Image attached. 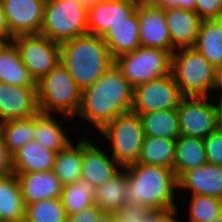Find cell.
Instances as JSON below:
<instances>
[{"mask_svg":"<svg viewBox=\"0 0 222 222\" xmlns=\"http://www.w3.org/2000/svg\"><path fill=\"white\" fill-rule=\"evenodd\" d=\"M133 87L113 64L93 85L81 90L82 118L100 131L120 114L131 111Z\"/></svg>","mask_w":222,"mask_h":222,"instance_id":"1","label":"cell"},{"mask_svg":"<svg viewBox=\"0 0 222 222\" xmlns=\"http://www.w3.org/2000/svg\"><path fill=\"white\" fill-rule=\"evenodd\" d=\"M127 173L126 203L150 209L178 211V189L174 170L162 166L135 163L124 168Z\"/></svg>","mask_w":222,"mask_h":222,"instance_id":"2","label":"cell"},{"mask_svg":"<svg viewBox=\"0 0 222 222\" xmlns=\"http://www.w3.org/2000/svg\"><path fill=\"white\" fill-rule=\"evenodd\" d=\"M61 64L80 90L93 85L113 64L107 44L94 34L77 36L60 43Z\"/></svg>","mask_w":222,"mask_h":222,"instance_id":"3","label":"cell"},{"mask_svg":"<svg viewBox=\"0 0 222 222\" xmlns=\"http://www.w3.org/2000/svg\"><path fill=\"white\" fill-rule=\"evenodd\" d=\"M171 74L183 96L213 95L216 68L195 48H181L172 53Z\"/></svg>","mask_w":222,"mask_h":222,"instance_id":"4","label":"cell"},{"mask_svg":"<svg viewBox=\"0 0 222 222\" xmlns=\"http://www.w3.org/2000/svg\"><path fill=\"white\" fill-rule=\"evenodd\" d=\"M40 113H59L74 118L81 104V90L66 68L59 63L37 82ZM54 112V113H53Z\"/></svg>","mask_w":222,"mask_h":222,"instance_id":"5","label":"cell"},{"mask_svg":"<svg viewBox=\"0 0 222 222\" xmlns=\"http://www.w3.org/2000/svg\"><path fill=\"white\" fill-rule=\"evenodd\" d=\"M98 133L107 138V151L122 168L138 162L145 138L139 114L132 111L120 114Z\"/></svg>","mask_w":222,"mask_h":222,"instance_id":"6","label":"cell"},{"mask_svg":"<svg viewBox=\"0 0 222 222\" xmlns=\"http://www.w3.org/2000/svg\"><path fill=\"white\" fill-rule=\"evenodd\" d=\"M88 9L79 0H46L40 34L61 43L88 33Z\"/></svg>","mask_w":222,"mask_h":222,"instance_id":"7","label":"cell"},{"mask_svg":"<svg viewBox=\"0 0 222 222\" xmlns=\"http://www.w3.org/2000/svg\"><path fill=\"white\" fill-rule=\"evenodd\" d=\"M169 51L140 46L114 58V64L133 88L171 73Z\"/></svg>","mask_w":222,"mask_h":222,"instance_id":"8","label":"cell"},{"mask_svg":"<svg viewBox=\"0 0 222 222\" xmlns=\"http://www.w3.org/2000/svg\"><path fill=\"white\" fill-rule=\"evenodd\" d=\"M12 41L19 51L23 64L36 82L61 62L60 43L40 33L16 36Z\"/></svg>","mask_w":222,"mask_h":222,"instance_id":"9","label":"cell"},{"mask_svg":"<svg viewBox=\"0 0 222 222\" xmlns=\"http://www.w3.org/2000/svg\"><path fill=\"white\" fill-rule=\"evenodd\" d=\"M183 97L170 73L133 88L131 111L143 114L176 109Z\"/></svg>","mask_w":222,"mask_h":222,"instance_id":"10","label":"cell"},{"mask_svg":"<svg viewBox=\"0 0 222 222\" xmlns=\"http://www.w3.org/2000/svg\"><path fill=\"white\" fill-rule=\"evenodd\" d=\"M184 96L177 109L180 135L204 139L216 131L215 97ZM211 100V101H210Z\"/></svg>","mask_w":222,"mask_h":222,"instance_id":"11","label":"cell"},{"mask_svg":"<svg viewBox=\"0 0 222 222\" xmlns=\"http://www.w3.org/2000/svg\"><path fill=\"white\" fill-rule=\"evenodd\" d=\"M136 10L140 45L166 50L172 54L175 50L172 47L164 9L153 2H139Z\"/></svg>","mask_w":222,"mask_h":222,"instance_id":"12","label":"cell"},{"mask_svg":"<svg viewBox=\"0 0 222 222\" xmlns=\"http://www.w3.org/2000/svg\"><path fill=\"white\" fill-rule=\"evenodd\" d=\"M12 38L39 34L46 0H1Z\"/></svg>","mask_w":222,"mask_h":222,"instance_id":"13","label":"cell"},{"mask_svg":"<svg viewBox=\"0 0 222 222\" xmlns=\"http://www.w3.org/2000/svg\"><path fill=\"white\" fill-rule=\"evenodd\" d=\"M38 113L37 87L0 82V122L33 117Z\"/></svg>","mask_w":222,"mask_h":222,"instance_id":"14","label":"cell"},{"mask_svg":"<svg viewBox=\"0 0 222 222\" xmlns=\"http://www.w3.org/2000/svg\"><path fill=\"white\" fill-rule=\"evenodd\" d=\"M139 0H106L88 8V33L102 37L110 26L125 21L135 11Z\"/></svg>","mask_w":222,"mask_h":222,"instance_id":"15","label":"cell"},{"mask_svg":"<svg viewBox=\"0 0 222 222\" xmlns=\"http://www.w3.org/2000/svg\"><path fill=\"white\" fill-rule=\"evenodd\" d=\"M94 143L83 137L81 177L98 187L123 168L110 156V153L106 152L105 147L100 148Z\"/></svg>","mask_w":222,"mask_h":222,"instance_id":"16","label":"cell"},{"mask_svg":"<svg viewBox=\"0 0 222 222\" xmlns=\"http://www.w3.org/2000/svg\"><path fill=\"white\" fill-rule=\"evenodd\" d=\"M178 190L190 195H206L222 199V166L205 163L183 172L178 178Z\"/></svg>","mask_w":222,"mask_h":222,"instance_id":"17","label":"cell"},{"mask_svg":"<svg viewBox=\"0 0 222 222\" xmlns=\"http://www.w3.org/2000/svg\"><path fill=\"white\" fill-rule=\"evenodd\" d=\"M164 13L173 49L194 48L203 19L182 8H167Z\"/></svg>","mask_w":222,"mask_h":222,"instance_id":"18","label":"cell"},{"mask_svg":"<svg viewBox=\"0 0 222 222\" xmlns=\"http://www.w3.org/2000/svg\"><path fill=\"white\" fill-rule=\"evenodd\" d=\"M15 174L19 180L25 205L61 197L63 185L52 170Z\"/></svg>","mask_w":222,"mask_h":222,"instance_id":"19","label":"cell"},{"mask_svg":"<svg viewBox=\"0 0 222 222\" xmlns=\"http://www.w3.org/2000/svg\"><path fill=\"white\" fill-rule=\"evenodd\" d=\"M102 39L107 44L113 59L139 48L141 45L137 10L125 21L110 26Z\"/></svg>","mask_w":222,"mask_h":222,"instance_id":"20","label":"cell"},{"mask_svg":"<svg viewBox=\"0 0 222 222\" xmlns=\"http://www.w3.org/2000/svg\"><path fill=\"white\" fill-rule=\"evenodd\" d=\"M58 116L61 117V120L60 118H57ZM62 118H65L67 121H69L68 118L70 121L73 119L65 115L57 114L54 116V114L39 112L36 115L34 140L41 144L45 149L57 153L66 148L73 140H71L69 134H67L66 129L68 128H65L66 126L63 125L64 123L60 122L62 121Z\"/></svg>","mask_w":222,"mask_h":222,"instance_id":"21","label":"cell"},{"mask_svg":"<svg viewBox=\"0 0 222 222\" xmlns=\"http://www.w3.org/2000/svg\"><path fill=\"white\" fill-rule=\"evenodd\" d=\"M57 152L45 149L32 140L12 155L13 173L51 171Z\"/></svg>","mask_w":222,"mask_h":222,"instance_id":"22","label":"cell"},{"mask_svg":"<svg viewBox=\"0 0 222 222\" xmlns=\"http://www.w3.org/2000/svg\"><path fill=\"white\" fill-rule=\"evenodd\" d=\"M0 82L12 86L37 87L13 41L6 42L0 49Z\"/></svg>","mask_w":222,"mask_h":222,"instance_id":"23","label":"cell"},{"mask_svg":"<svg viewBox=\"0 0 222 222\" xmlns=\"http://www.w3.org/2000/svg\"><path fill=\"white\" fill-rule=\"evenodd\" d=\"M25 210L16 174L0 176V222H24Z\"/></svg>","mask_w":222,"mask_h":222,"instance_id":"24","label":"cell"},{"mask_svg":"<svg viewBox=\"0 0 222 222\" xmlns=\"http://www.w3.org/2000/svg\"><path fill=\"white\" fill-rule=\"evenodd\" d=\"M194 48L213 67L222 65V18L202 20Z\"/></svg>","mask_w":222,"mask_h":222,"instance_id":"25","label":"cell"},{"mask_svg":"<svg viewBox=\"0 0 222 222\" xmlns=\"http://www.w3.org/2000/svg\"><path fill=\"white\" fill-rule=\"evenodd\" d=\"M80 138H77L76 143L75 140L72 141L56 154L52 171L60 179L63 186L75 183L81 177L83 137Z\"/></svg>","mask_w":222,"mask_h":222,"instance_id":"26","label":"cell"},{"mask_svg":"<svg viewBox=\"0 0 222 222\" xmlns=\"http://www.w3.org/2000/svg\"><path fill=\"white\" fill-rule=\"evenodd\" d=\"M207 163L204 141L198 137L180 135L176 139L174 173L178 178L183 172Z\"/></svg>","mask_w":222,"mask_h":222,"instance_id":"27","label":"cell"},{"mask_svg":"<svg viewBox=\"0 0 222 222\" xmlns=\"http://www.w3.org/2000/svg\"><path fill=\"white\" fill-rule=\"evenodd\" d=\"M127 173L123 168L104 184L96 187L93 202L104 213H114L126 203Z\"/></svg>","mask_w":222,"mask_h":222,"instance_id":"28","label":"cell"},{"mask_svg":"<svg viewBox=\"0 0 222 222\" xmlns=\"http://www.w3.org/2000/svg\"><path fill=\"white\" fill-rule=\"evenodd\" d=\"M139 116L145 137L177 139L180 136L177 109L153 111Z\"/></svg>","mask_w":222,"mask_h":222,"instance_id":"29","label":"cell"},{"mask_svg":"<svg viewBox=\"0 0 222 222\" xmlns=\"http://www.w3.org/2000/svg\"><path fill=\"white\" fill-rule=\"evenodd\" d=\"M176 139L145 137L137 163L173 169Z\"/></svg>","mask_w":222,"mask_h":222,"instance_id":"30","label":"cell"},{"mask_svg":"<svg viewBox=\"0 0 222 222\" xmlns=\"http://www.w3.org/2000/svg\"><path fill=\"white\" fill-rule=\"evenodd\" d=\"M95 192L96 186L82 177L75 183L64 185L60 199L66 215H74L95 205L93 202Z\"/></svg>","mask_w":222,"mask_h":222,"instance_id":"31","label":"cell"},{"mask_svg":"<svg viewBox=\"0 0 222 222\" xmlns=\"http://www.w3.org/2000/svg\"><path fill=\"white\" fill-rule=\"evenodd\" d=\"M35 124L36 115L0 122V134L12 155L22 146L34 140Z\"/></svg>","mask_w":222,"mask_h":222,"instance_id":"32","label":"cell"},{"mask_svg":"<svg viewBox=\"0 0 222 222\" xmlns=\"http://www.w3.org/2000/svg\"><path fill=\"white\" fill-rule=\"evenodd\" d=\"M60 198L41 200L26 205L24 222H66Z\"/></svg>","mask_w":222,"mask_h":222,"instance_id":"33","label":"cell"},{"mask_svg":"<svg viewBox=\"0 0 222 222\" xmlns=\"http://www.w3.org/2000/svg\"><path fill=\"white\" fill-rule=\"evenodd\" d=\"M188 222H211L222 214V199L206 195H190Z\"/></svg>","mask_w":222,"mask_h":222,"instance_id":"34","label":"cell"},{"mask_svg":"<svg viewBox=\"0 0 222 222\" xmlns=\"http://www.w3.org/2000/svg\"><path fill=\"white\" fill-rule=\"evenodd\" d=\"M207 163L222 166V133L214 131L204 139Z\"/></svg>","mask_w":222,"mask_h":222,"instance_id":"35","label":"cell"},{"mask_svg":"<svg viewBox=\"0 0 222 222\" xmlns=\"http://www.w3.org/2000/svg\"><path fill=\"white\" fill-rule=\"evenodd\" d=\"M195 12L202 19L222 18V0H196Z\"/></svg>","mask_w":222,"mask_h":222,"instance_id":"36","label":"cell"},{"mask_svg":"<svg viewBox=\"0 0 222 222\" xmlns=\"http://www.w3.org/2000/svg\"><path fill=\"white\" fill-rule=\"evenodd\" d=\"M145 207L133 203H125L113 213L116 222H140V211Z\"/></svg>","mask_w":222,"mask_h":222,"instance_id":"37","label":"cell"},{"mask_svg":"<svg viewBox=\"0 0 222 222\" xmlns=\"http://www.w3.org/2000/svg\"><path fill=\"white\" fill-rule=\"evenodd\" d=\"M101 213L97 205H92L79 213L67 216L66 222H96Z\"/></svg>","mask_w":222,"mask_h":222,"instance_id":"38","label":"cell"},{"mask_svg":"<svg viewBox=\"0 0 222 222\" xmlns=\"http://www.w3.org/2000/svg\"><path fill=\"white\" fill-rule=\"evenodd\" d=\"M172 213L173 211L145 207L140 211V222H164Z\"/></svg>","mask_w":222,"mask_h":222,"instance_id":"39","label":"cell"},{"mask_svg":"<svg viewBox=\"0 0 222 222\" xmlns=\"http://www.w3.org/2000/svg\"><path fill=\"white\" fill-rule=\"evenodd\" d=\"M12 172V154L4 144V140L0 134V176H4Z\"/></svg>","mask_w":222,"mask_h":222,"instance_id":"40","label":"cell"},{"mask_svg":"<svg viewBox=\"0 0 222 222\" xmlns=\"http://www.w3.org/2000/svg\"><path fill=\"white\" fill-rule=\"evenodd\" d=\"M196 0H155L153 3L163 9L167 8H182L195 11Z\"/></svg>","mask_w":222,"mask_h":222,"instance_id":"41","label":"cell"},{"mask_svg":"<svg viewBox=\"0 0 222 222\" xmlns=\"http://www.w3.org/2000/svg\"><path fill=\"white\" fill-rule=\"evenodd\" d=\"M0 37L5 39L7 42L12 41V34L7 25L4 7L2 1L0 0Z\"/></svg>","mask_w":222,"mask_h":222,"instance_id":"42","label":"cell"},{"mask_svg":"<svg viewBox=\"0 0 222 222\" xmlns=\"http://www.w3.org/2000/svg\"><path fill=\"white\" fill-rule=\"evenodd\" d=\"M213 100V105L215 108V117H216V131L222 133V96H217V102Z\"/></svg>","mask_w":222,"mask_h":222,"instance_id":"43","label":"cell"},{"mask_svg":"<svg viewBox=\"0 0 222 222\" xmlns=\"http://www.w3.org/2000/svg\"><path fill=\"white\" fill-rule=\"evenodd\" d=\"M214 92H218L220 96H222V65L216 68V83L213 93Z\"/></svg>","mask_w":222,"mask_h":222,"instance_id":"44","label":"cell"},{"mask_svg":"<svg viewBox=\"0 0 222 222\" xmlns=\"http://www.w3.org/2000/svg\"><path fill=\"white\" fill-rule=\"evenodd\" d=\"M96 222H116L113 213L102 212Z\"/></svg>","mask_w":222,"mask_h":222,"instance_id":"45","label":"cell"},{"mask_svg":"<svg viewBox=\"0 0 222 222\" xmlns=\"http://www.w3.org/2000/svg\"><path fill=\"white\" fill-rule=\"evenodd\" d=\"M79 1H81L82 4L88 9L89 7H91L92 5L96 3L106 1V0H79Z\"/></svg>","mask_w":222,"mask_h":222,"instance_id":"46","label":"cell"},{"mask_svg":"<svg viewBox=\"0 0 222 222\" xmlns=\"http://www.w3.org/2000/svg\"><path fill=\"white\" fill-rule=\"evenodd\" d=\"M179 211H175L173 212L164 222H179L178 220L180 218L177 219V216L175 215L176 213H178Z\"/></svg>","mask_w":222,"mask_h":222,"instance_id":"47","label":"cell"},{"mask_svg":"<svg viewBox=\"0 0 222 222\" xmlns=\"http://www.w3.org/2000/svg\"><path fill=\"white\" fill-rule=\"evenodd\" d=\"M7 41L0 37V49L5 45Z\"/></svg>","mask_w":222,"mask_h":222,"instance_id":"48","label":"cell"},{"mask_svg":"<svg viewBox=\"0 0 222 222\" xmlns=\"http://www.w3.org/2000/svg\"><path fill=\"white\" fill-rule=\"evenodd\" d=\"M211 222H222V214Z\"/></svg>","mask_w":222,"mask_h":222,"instance_id":"49","label":"cell"},{"mask_svg":"<svg viewBox=\"0 0 222 222\" xmlns=\"http://www.w3.org/2000/svg\"><path fill=\"white\" fill-rule=\"evenodd\" d=\"M140 2H154L155 0H139Z\"/></svg>","mask_w":222,"mask_h":222,"instance_id":"50","label":"cell"}]
</instances>
